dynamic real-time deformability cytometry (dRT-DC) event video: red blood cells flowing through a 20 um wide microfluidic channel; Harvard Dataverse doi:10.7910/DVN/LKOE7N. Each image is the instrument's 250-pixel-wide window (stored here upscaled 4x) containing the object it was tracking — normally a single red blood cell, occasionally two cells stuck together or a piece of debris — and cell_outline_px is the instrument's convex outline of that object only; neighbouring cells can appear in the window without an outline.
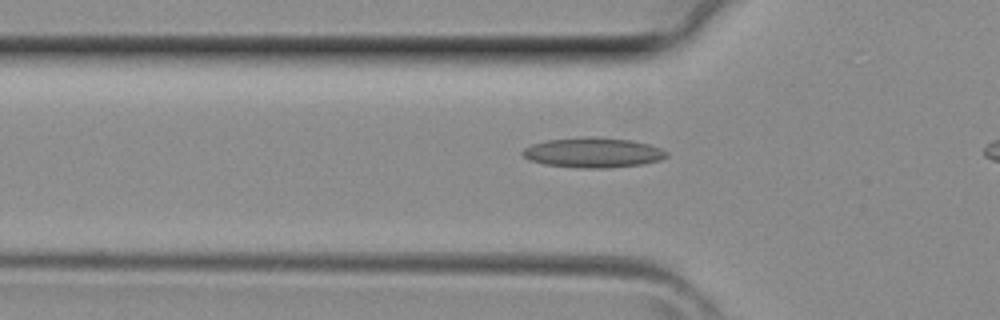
{"species": "common noctule bat (a hibernating species)", "species_latin": "Nyctalus noctula", "temperature_condition": "room temperature", "stored_images_in_passage": 12, "camera_frame_rate_fps": 3000, "um_per_image_px": 0.085, "animal": {"sex": "female", "body_mass_g": 29.2, "forearm_length_mm": 56.3}, "frame": {"image": 1, "passage_image": 10, "time_ms": 3.0, "image_size_px": [1000, 320], "cell_outline_px": [[668, 156], [660, 160], [644, 164], [608, 168], [584, 168], [544, 164], [528, 160], [520, 152], [524, 148], [532, 144], [548, 140], [632, 140], [648, 144], [660, 148], [668, 152]], "centroid_in_image_um": [50.43, 13.03], "position_along_channel_um": 75.4, "area_um2": 23.99}}